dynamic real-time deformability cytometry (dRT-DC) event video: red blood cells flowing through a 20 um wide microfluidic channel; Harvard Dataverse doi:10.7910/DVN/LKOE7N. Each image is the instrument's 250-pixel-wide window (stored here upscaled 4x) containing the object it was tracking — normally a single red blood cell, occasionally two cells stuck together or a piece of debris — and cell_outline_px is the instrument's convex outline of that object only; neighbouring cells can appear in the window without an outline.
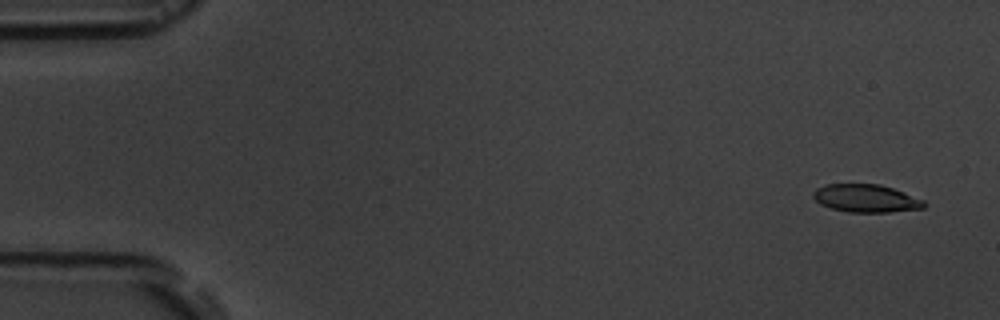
{"species": "common noctule bat (a hibernating species)", "species_latin": "Nyctalus noctula", "temperature_condition": "room temperature", "stored_images_in_passage": 5, "camera_frame_rate_fps": 3000, "um_per_image_px": 0.085, "animal": {"sex": "male", "body_mass_g": 19.5, "forearm_length_mm": 54.6}, "frame": {"image": 1, "passage_image": 1, "time_ms": 0.0, "image_size_px": [1000, 320], "cell_outline_px": [[928, 204], [924, 208], [888, 212], [848, 212], [832, 208], [820, 204], [812, 196], [812, 192], [816, 188], [828, 184], [880, 184], [904, 192], [924, 200]], "centroid_in_image_um": [73.62, 16.86], "position_along_channel_um": 11.4, "area_um2": 18.03}}